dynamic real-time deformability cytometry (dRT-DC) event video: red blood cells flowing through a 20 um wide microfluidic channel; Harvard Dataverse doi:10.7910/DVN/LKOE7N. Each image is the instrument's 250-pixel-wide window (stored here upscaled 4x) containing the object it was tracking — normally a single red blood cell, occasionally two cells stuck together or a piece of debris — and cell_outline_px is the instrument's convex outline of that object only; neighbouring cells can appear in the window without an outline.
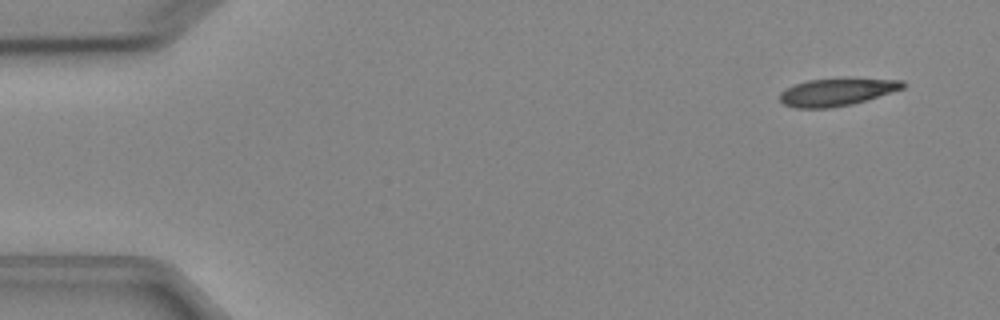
{"species": "Egyptian fruit bat (a non-hibernating species)", "species_latin": "Rousettus aegyptiacus", "temperature_condition": "cold", "stored_images_in_passage": 4, "camera_frame_rate_fps": 3000, "um_per_image_px": 0.085, "animal": {"sex": "female"}, "frame": {"image": 1, "passage_image": 1, "time_ms": 0.0, "image_size_px": [1000, 320], "cell_outline_px": [[908, 84], [904, 88], [852, 104], [832, 108], [796, 108], [784, 104], [780, 100], [780, 92], [796, 84], [808, 80], [904, 80]], "centroid_in_image_um": [71.1, 7.86], "position_along_channel_um": 13.9, "area_um2": 18.96}}
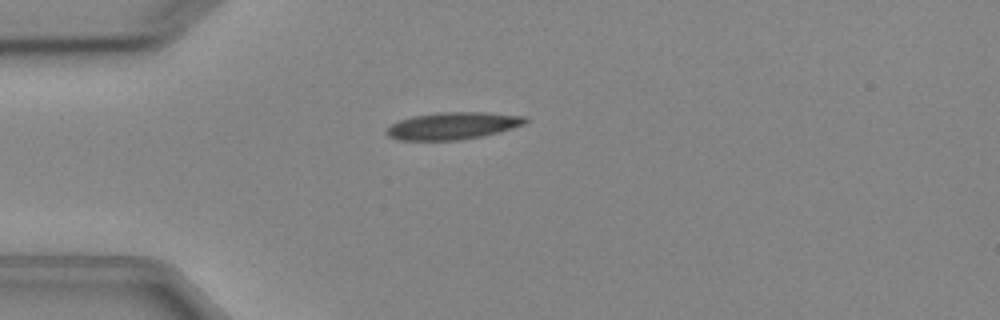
{"frame": {"image": 2, "passage_image": 4, "time_ms": 3.333, "image_size_px": [1000, 320], "cell_outline_px": [[528, 120], [524, 124], [512, 128], [484, 136], [460, 140], [400, 140], [388, 136], [388, 128], [392, 124], [400, 120], [412, 116], [444, 112], [484, 112], [528, 116]], "centroid_in_image_um": [38.54, 10.69], "position_along_channel_um": 46.5, "area_um2": 21.85}}